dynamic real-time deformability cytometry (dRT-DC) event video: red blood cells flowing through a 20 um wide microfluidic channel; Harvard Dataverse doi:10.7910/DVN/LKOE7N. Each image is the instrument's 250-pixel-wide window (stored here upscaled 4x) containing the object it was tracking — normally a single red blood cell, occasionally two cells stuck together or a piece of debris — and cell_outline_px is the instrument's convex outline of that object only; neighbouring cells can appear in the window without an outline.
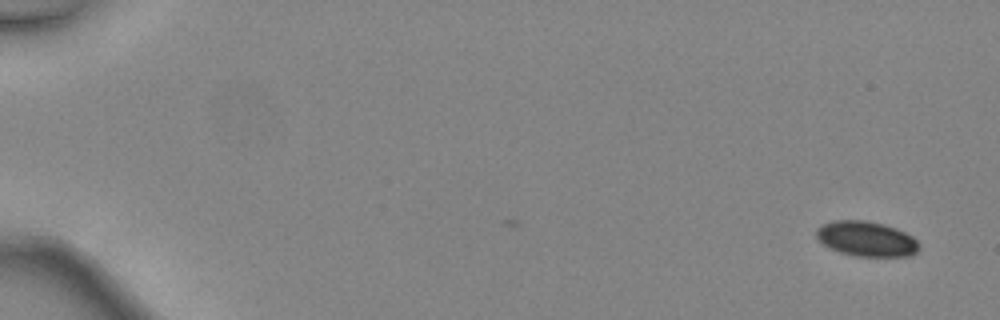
{"species": "common noctule bat (a hibernating species)", "species_latin": "Nyctalus noctula", "temperature_condition": "warm", "stored_images_in_passage": 8, "camera_frame_rate_fps": 3000, "um_per_image_px": 0.085, "animal": {"sex": "female", "body_mass_g": 24.6, "forearm_length_mm": 56.2}, "frame": {"image": 1, "passage_image": 1, "time_ms": 0.0, "image_size_px": [1000, 320], "cell_outline_px": [[920, 248], [916, 252], [908, 256], [856, 256], [840, 252], [828, 248], [816, 236], [816, 228], [820, 224], [832, 220], [868, 220], [884, 224], [896, 228], [912, 236], [920, 244]], "centroid_in_image_um": [73.62, 20.28], "position_along_channel_um": 11.4, "area_um2": 21.15}}